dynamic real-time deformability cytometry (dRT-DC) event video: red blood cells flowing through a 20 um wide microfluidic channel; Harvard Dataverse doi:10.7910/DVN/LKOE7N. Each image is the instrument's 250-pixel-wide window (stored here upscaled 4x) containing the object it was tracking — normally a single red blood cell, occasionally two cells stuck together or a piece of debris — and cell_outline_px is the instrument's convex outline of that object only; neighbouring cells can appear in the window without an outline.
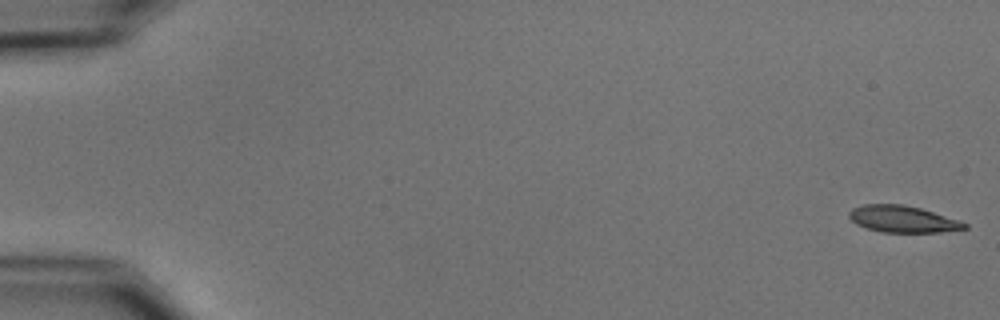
{"species": "common noctule bat (a hibernating species)", "species_latin": "Nyctalus noctula", "temperature_condition": "cold", "stored_images_in_passage": 11, "camera_frame_rate_fps": 3000, "um_per_image_px": 0.085, "animal": {"sex": "male", "body_mass_g": 15.6}, "frame": {"image": 1, "passage_image": 1, "time_ms": 0.0, "image_size_px": [1000, 320], "cell_outline_px": [[968, 228], [940, 232], [880, 232], [856, 224], [848, 216], [848, 212], [852, 208], [864, 204], [904, 204], [920, 208], [960, 220], [968, 224]], "centroid_in_image_um": [76.73, 18.62], "position_along_channel_um": 8.3, "area_um2": 17.98}}
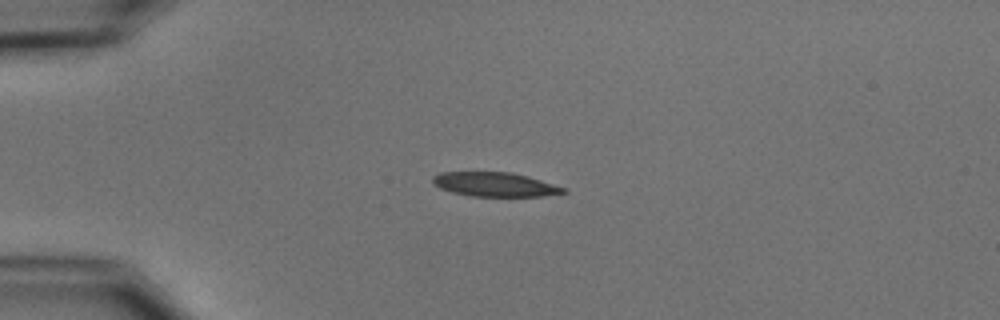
{"frame": {"image": 2, "passage_image": 4, "time_ms": 4.333, "image_size_px": [1000, 320], "cell_outline_px": [[568, 192], [540, 196], [472, 196], [452, 192], [440, 188], [432, 184], [432, 176], [440, 172], [512, 172], [528, 176], [568, 188]], "centroid_in_image_um": [42.07, 15.67], "position_along_channel_um": 42.9, "area_um2": 18.55}}
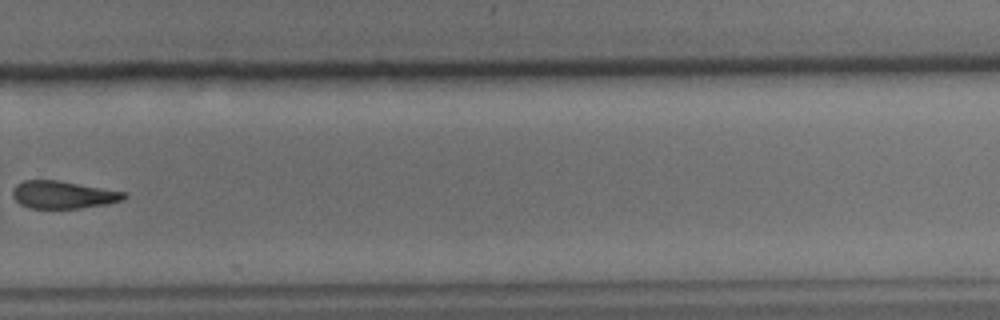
{"frame": {"image": 3, "passage_image": 11, "time_ms": 12.667, "image_size_px": [1000, 320], "cell_outline_px": [[128, 196], [124, 200], [108, 204], [80, 208], [28, 208], [20, 204], [12, 196], [12, 188], [16, 184], [24, 180], [56, 180], [128, 192]], "centroid_in_image_um": [5.39, 16.55], "position_along_channel_um": 324.4, "area_um2": 18.09}}